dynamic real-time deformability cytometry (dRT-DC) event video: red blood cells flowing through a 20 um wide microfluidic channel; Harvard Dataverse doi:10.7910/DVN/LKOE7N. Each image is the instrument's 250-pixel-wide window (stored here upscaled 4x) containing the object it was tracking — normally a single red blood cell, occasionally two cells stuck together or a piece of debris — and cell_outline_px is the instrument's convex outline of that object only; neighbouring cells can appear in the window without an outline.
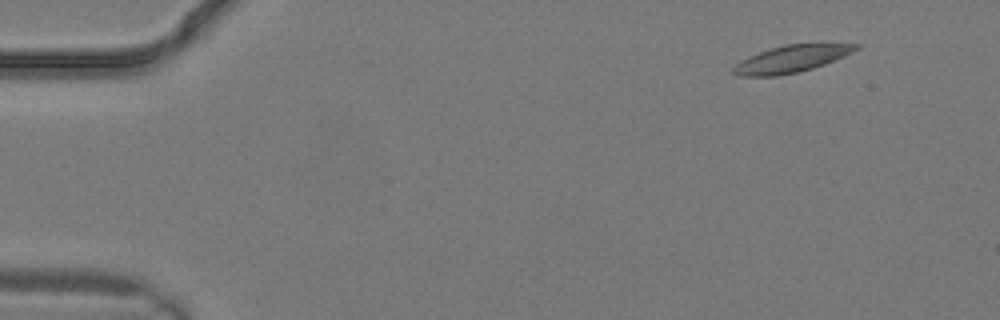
{"species": "common noctule bat (a hibernating species)", "species_latin": "Nyctalus noctula", "temperature_condition": "warm", "stored_images_in_passage": 3, "camera_frame_rate_fps": 3000, "um_per_image_px": 0.085, "animal": {"sex": "male", "body_mass_g": 19.2, "forearm_length_mm": 51.8}, "frame": {"image": 1, "passage_image": 1, "time_ms": 0.0, "image_size_px": [1000, 320], "cell_outline_px": [[860, 48], [844, 56], [824, 64], [800, 72], [776, 76], [740, 76], [732, 72], [732, 68], [740, 60], [748, 56], [784, 44], [860, 44]], "centroid_in_image_um": [67.24, 5.02], "position_along_channel_um": 17.8, "area_um2": 19.13}}